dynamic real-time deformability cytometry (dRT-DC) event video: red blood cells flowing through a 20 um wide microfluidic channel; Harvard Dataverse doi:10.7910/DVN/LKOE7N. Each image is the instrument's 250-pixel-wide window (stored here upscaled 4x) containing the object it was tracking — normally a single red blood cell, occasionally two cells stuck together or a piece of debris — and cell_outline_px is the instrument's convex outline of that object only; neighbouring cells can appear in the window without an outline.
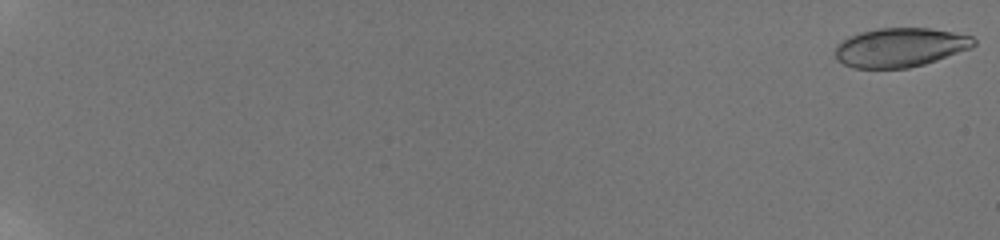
{"species": "human", "species_latin": "Homo sapiens", "temperature_condition": "room temperature", "stored_images_in_passage": 72, "camera_frame_rate_fps": 3000, "um_per_image_px": 0.085, "donor": {"sex": "male"}, "frame": {"image": 1, "passage_image": 1, "time_ms": 0.0, "image_size_px": [1000, 240], "cell_outline_px": [[976, 44], [972, 48], [924, 64], [908, 68], [852, 68], [836, 60], [836, 44], [848, 36], [860, 32], [876, 28], [928, 28], [952, 32], [972, 36], [976, 40]], "centroid_in_image_um": [76.5, 4.03], "position_along_channel_um": 8.5, "area_um2": 31.67}}
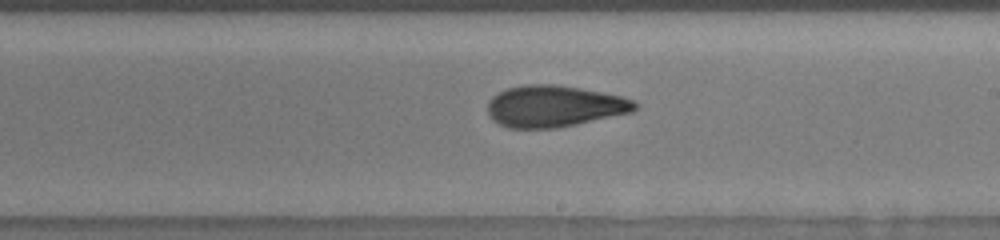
{"frame": {"image": 2, "passage_image": 46, "time_ms": 12.667, "image_size_px": [1000, 240], "cell_outline_px": [[640, 104], [632, 112], [576, 124], [556, 128], [508, 128], [492, 120], [488, 116], [488, 100], [492, 96], [508, 88], [524, 84], [556, 84], [580, 88], [620, 96], [636, 100]], "centroid_in_image_um": [47.1, 9.02], "position_along_channel_um": 241.9, "area_um2": 35.72}}
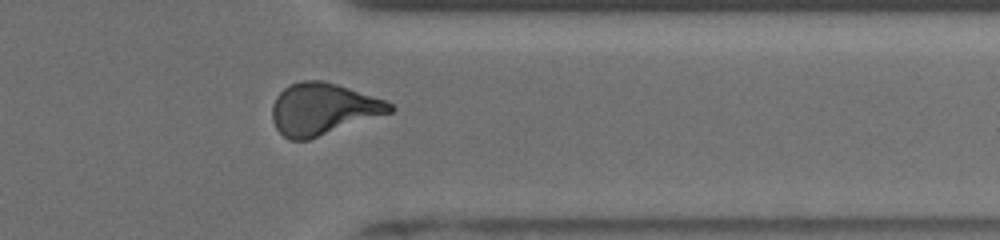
{"frame": {"image": 3, "passage_image": 58, "time_ms": 16.333, "image_size_px": [1000, 240], "cell_outline_px": [[396, 108], [392, 112], [308, 140], [288, 140], [276, 128], [272, 120], [272, 104], [276, 96], [288, 84], [304, 80], [324, 80], [384, 100], [392, 104]], "centroid_in_image_um": [27.42, 9.27], "position_along_channel_um": 384.0, "area_um2": 35.37}, "authors_computed_cell_mechanics": {"area_um2": 34.8823, "velocity_mm_per_s": 3.8854, "shape_relaxation_time_tau1_ms": 7.0242, "shape_relaxation_time_tau2_ms": 1.7955, "deformation_change_tau1": 0.1963, "deformation_change_tau2": 0.0812}}